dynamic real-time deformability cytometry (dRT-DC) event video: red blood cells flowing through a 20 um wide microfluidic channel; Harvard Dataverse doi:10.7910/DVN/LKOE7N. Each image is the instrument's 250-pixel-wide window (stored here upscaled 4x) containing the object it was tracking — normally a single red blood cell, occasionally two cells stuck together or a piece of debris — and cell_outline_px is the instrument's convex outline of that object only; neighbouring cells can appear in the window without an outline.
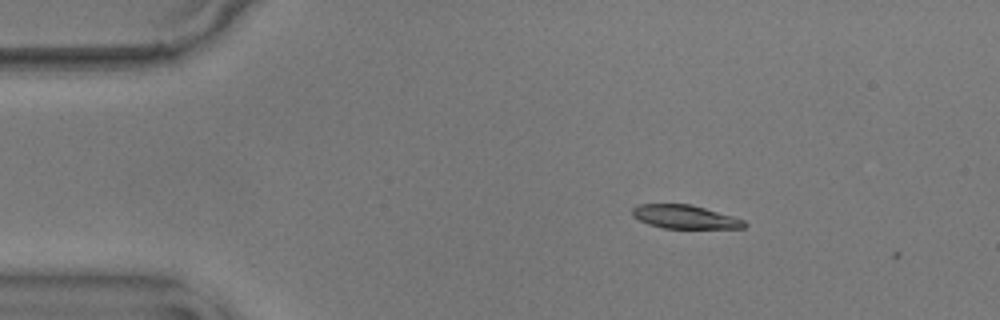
{"species": "common noctule bat (a hibernating species)", "species_latin": "Nyctalus noctula", "temperature_condition": "warm", "stored_images_in_passage": 3, "camera_frame_rate_fps": 3000, "um_per_image_px": 0.085, "animal": {"sex": "male", "body_mass_g": 17.9}, "frame": {"image": 1, "passage_image": 2, "time_ms": 0.333, "image_size_px": [1000, 320], "cell_outline_px": [[748, 224], [744, 228], [664, 228], [648, 224], [632, 216], [632, 208], [636, 204], [692, 204], [732, 216], [744, 220]], "centroid_in_image_um": [58.2, 18.43], "position_along_channel_um": 26.8, "area_um2": 15.37}}